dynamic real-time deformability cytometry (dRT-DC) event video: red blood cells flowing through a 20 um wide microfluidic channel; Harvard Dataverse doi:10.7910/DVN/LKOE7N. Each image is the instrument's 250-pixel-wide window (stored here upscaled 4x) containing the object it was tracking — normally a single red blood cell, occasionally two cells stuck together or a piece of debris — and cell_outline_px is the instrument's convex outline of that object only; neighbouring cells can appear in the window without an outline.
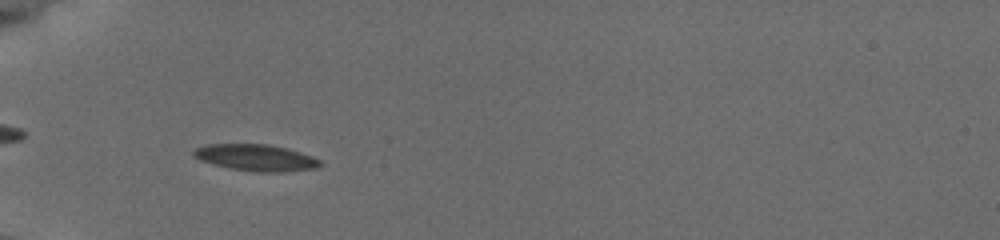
{"species": "common noctule bat (a hibernating species)", "species_latin": "Nyctalus noctula", "temperature_condition": "cold", "stored_images_in_passage": 50, "camera_frame_rate_fps": 3000, "um_per_image_px": 0.085, "animal": {"sex": "female", "body_mass_g": 19.5, "forearm_length_mm": 54.1}, "frame": {"image": 1, "passage_image": 14, "time_ms": 4.333, "image_size_px": [1000, 240], "cell_outline_px": [[324, 164], [316, 168], [284, 172], [256, 172], [228, 168], [212, 164], [200, 160], [192, 156], [192, 152], [196, 148], [208, 144], [268, 144], [288, 148], [312, 156], [320, 160]], "centroid_in_image_um": [21.76, 13.4], "position_along_channel_um": 63.2, "area_um2": 19.77}}
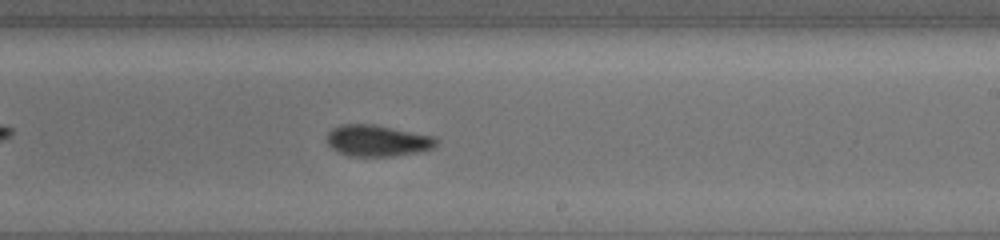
{"frame": {"image": 2, "passage_image": 30, "time_ms": 9.667, "image_size_px": [1000, 240], "cell_outline_px": [[440, 140], [432, 148], [420, 152], [392, 156], [348, 156], [336, 152], [328, 144], [328, 132], [332, 128], [344, 124], [372, 124], [436, 136]], "centroid_in_image_um": [32.1, 11.96], "position_along_channel_um": 256.9, "area_um2": 20.11}}
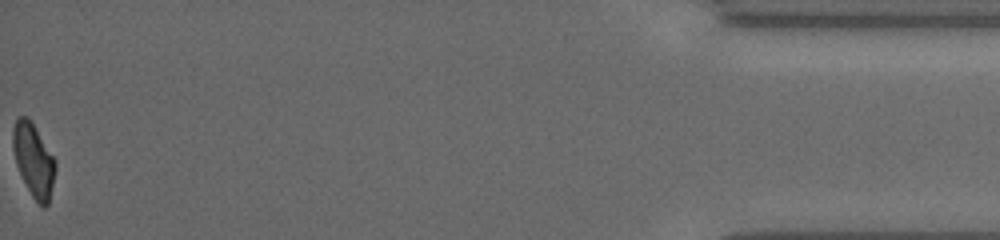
{"frame": {"image": 3, "passage_image": 50, "time_ms": 16.333, "image_size_px": [1000, 240], "cell_outline_px": [[56, 168], [48, 204], [44, 208], [32, 196], [16, 164], [12, 148], [12, 128], [16, 120], [20, 116], [24, 116], [32, 120], [56, 160]], "centroid_in_image_um": [2.85, 13.55], "position_along_channel_um": 432.3, "area_um2": 18.09}, "authors_computed_cell_mechanics": {"area_um2": 19.2185, "velocity_mm_per_s": 3.8218, "shape_relaxation_time_tau1_ms": 3.4841, "shape_relaxation_time_tau2_ms": 3.1666, "deformation_change_tau1": 0.1002, "deformation_change_tau2": 0.069}}